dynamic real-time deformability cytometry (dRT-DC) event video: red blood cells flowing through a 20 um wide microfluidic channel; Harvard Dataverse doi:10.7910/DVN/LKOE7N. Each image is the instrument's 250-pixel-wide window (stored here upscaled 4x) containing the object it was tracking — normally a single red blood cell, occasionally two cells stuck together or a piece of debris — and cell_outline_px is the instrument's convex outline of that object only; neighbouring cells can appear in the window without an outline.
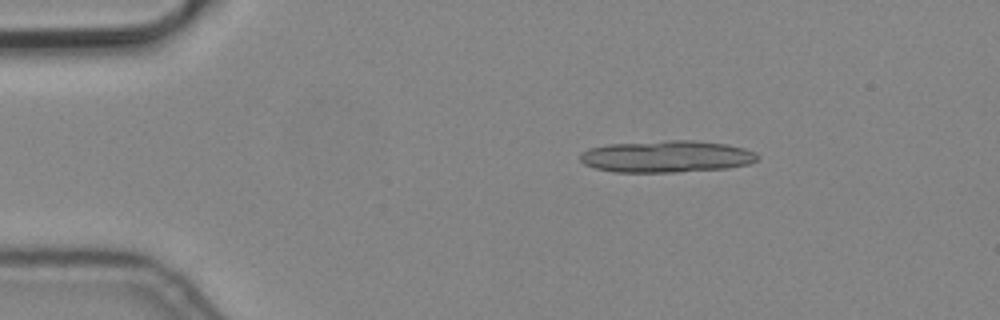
{"species": "common noctule bat (a hibernating species)", "species_latin": "Nyctalus noctula", "temperature_condition": "cold", "stored_images_in_passage": 6, "segment_of_instrument_passage": [1, 2], "camera_frame_rate_fps": 3000, "um_per_image_px": 0.085, "animal": {"sex": "male", "body_mass_g": 19.2, "forearm_length_mm": 51.8}, "frame": {"image": 1, "passage_image": 3, "time_ms": 0.667, "image_size_px": [1000, 320], "cell_outline_px": [[760, 156], [756, 160], [748, 164], [728, 168], [680, 172], [612, 172], [596, 168], [584, 164], [580, 160], [580, 152], [588, 148], [608, 144], [668, 140], [692, 140], [728, 144], [744, 148], [756, 152]], "centroid_in_image_um": [56.66, 13.3], "position_along_channel_um": 28.3, "area_um2": 33.23}}